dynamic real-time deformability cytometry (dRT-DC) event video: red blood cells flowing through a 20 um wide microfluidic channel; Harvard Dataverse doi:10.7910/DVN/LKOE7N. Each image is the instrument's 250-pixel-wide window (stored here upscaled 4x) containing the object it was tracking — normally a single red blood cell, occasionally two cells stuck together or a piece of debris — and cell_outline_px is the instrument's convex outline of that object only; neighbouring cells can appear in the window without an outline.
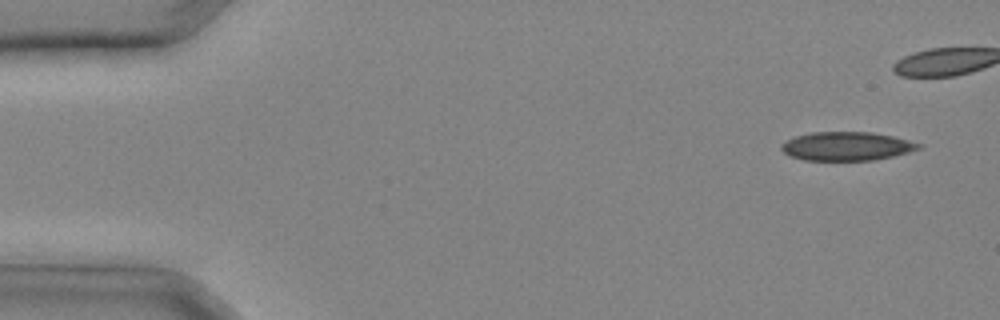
{"species": "common noctule bat (a hibernating species)", "species_latin": "Nyctalus noctula", "temperature_condition": "cold", "stored_images_in_passage": 26, "camera_frame_rate_fps": 3000, "um_per_image_px": 0.085, "animal": {"sex": "male", "body_mass_g": 20.4}, "frame": {"image": 1, "passage_image": 2, "time_ms": 0.333, "image_size_px": [1000, 320], "cell_outline_px": [[924, 144], [920, 148], [908, 152], [892, 156], [872, 160], [804, 160], [792, 156], [784, 152], [780, 148], [780, 144], [796, 136], [812, 132], [872, 132], [892, 136]], "centroid_in_image_um": [71.97, 12.42], "position_along_channel_um": 13.0, "area_um2": 22.77}}
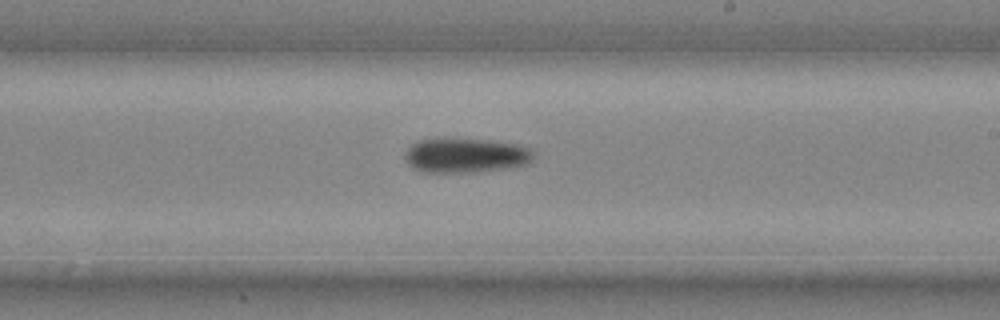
{"frame": {"image": 2, "passage_image": 19, "time_ms": 6.0, "image_size_px": [1000, 320], "cell_outline_px": [[532, 156], [528, 164], [504, 168], [476, 172], [424, 172], [412, 168], [408, 164], [404, 156], [404, 152], [412, 144], [420, 140], [492, 140], [520, 144], [532, 148]], "centroid_in_image_um": [39.59, 13.22], "position_along_channel_um": 249.4, "area_um2": 25.61}}
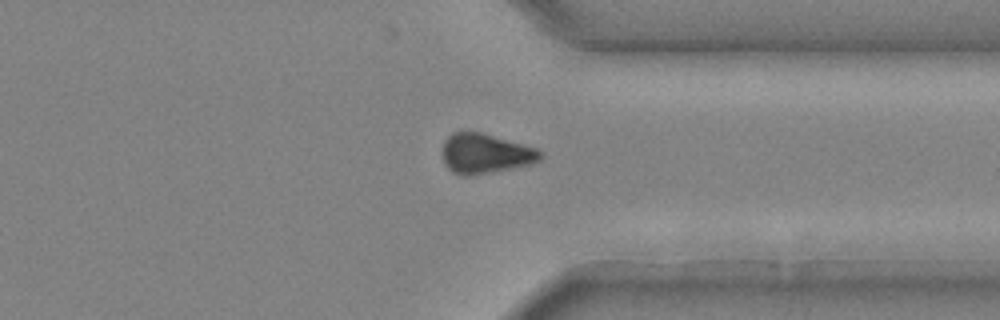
{"frame": {"image": 3, "passage_image": 25, "time_ms": 8.0, "image_size_px": [1000, 320], "cell_outline_px": [[544, 156], [540, 160], [532, 164], [512, 168], [468, 176], [464, 176], [452, 172], [448, 168], [444, 160], [444, 140], [452, 132], [480, 132], [536, 148], [544, 152]], "centroid_in_image_um": [41.29, 13.06], "position_along_channel_um": 370.1, "area_um2": 22.54}}